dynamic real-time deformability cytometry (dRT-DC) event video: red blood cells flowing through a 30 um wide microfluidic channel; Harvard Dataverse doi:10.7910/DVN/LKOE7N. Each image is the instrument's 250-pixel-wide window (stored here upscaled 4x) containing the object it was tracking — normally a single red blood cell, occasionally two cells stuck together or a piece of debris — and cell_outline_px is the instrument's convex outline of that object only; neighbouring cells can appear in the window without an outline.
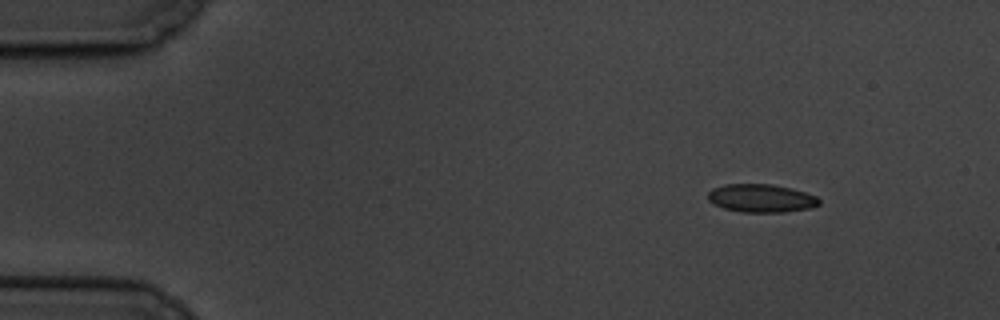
{"species": "common noctule bat (a hibernating species)", "species_latin": "Nyctalus noctula", "temperature_condition": "cold", "stored_images_in_passage": 4, "camera_frame_rate_fps": 3000, "um_per_image_px": 0.085, "animal": {"sex": "male", "body_mass_g": 19.5, "forearm_length_mm": 54.6}, "frame": {"image": 1, "passage_image": 1, "time_ms": 0.0, "image_size_px": [1000, 320], "cell_outline_px": [[820, 204], [812, 208], [784, 212], [740, 212], [724, 208], [708, 200], [708, 192], [712, 188], [724, 184], [772, 184], [792, 188], [816, 196], [820, 200]], "centroid_in_image_um": [64.71, 16.84], "position_along_channel_um": 20.3, "area_um2": 18.32}}
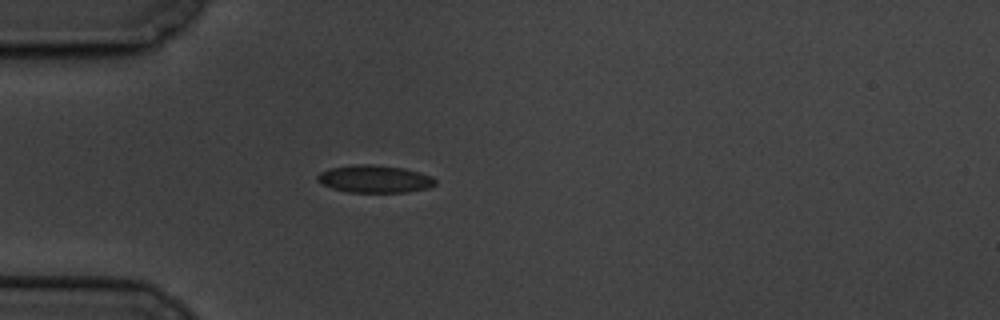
{"frame": {"image": 2, "passage_image": 4, "time_ms": 3.333, "image_size_px": [1000, 320], "cell_outline_px": [[436, 184], [428, 188], [408, 192], [348, 192], [332, 188], [316, 180], [316, 176], [320, 172], [328, 168], [352, 164], [372, 164], [404, 168], [420, 172], [432, 176], [436, 180]], "centroid_in_image_um": [31.84, 15.2], "position_along_channel_um": 53.2, "area_um2": 19.07}}